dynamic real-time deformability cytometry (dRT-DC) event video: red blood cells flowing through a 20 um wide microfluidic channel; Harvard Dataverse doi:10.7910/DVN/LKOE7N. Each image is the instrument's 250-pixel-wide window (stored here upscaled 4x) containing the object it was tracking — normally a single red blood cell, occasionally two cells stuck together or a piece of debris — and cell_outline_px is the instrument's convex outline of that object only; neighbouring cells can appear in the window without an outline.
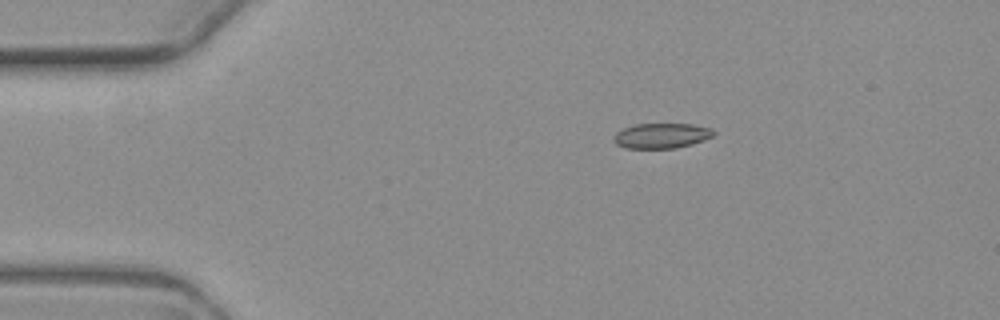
{"species": "common noctule bat (a hibernating species)", "species_latin": "Nyctalus noctula", "temperature_condition": "warm", "stored_images_in_passage": 3, "camera_frame_rate_fps": 3000, "um_per_image_px": 0.085, "animal": {"sex": "female", "body_mass_g": 19.3, "forearm_length_mm": 54.1}, "frame": {"image": 1, "passage_image": 1, "time_ms": 0.0, "image_size_px": [1000, 320], "cell_outline_px": [[716, 132], [712, 136], [704, 140], [692, 144], [676, 148], [624, 148], [616, 144], [612, 140], [612, 136], [616, 132], [624, 128], [636, 124], [692, 124], [712, 128]], "centroid_in_image_um": [56.21, 11.54], "position_along_channel_um": 28.8, "area_um2": 14.74}}
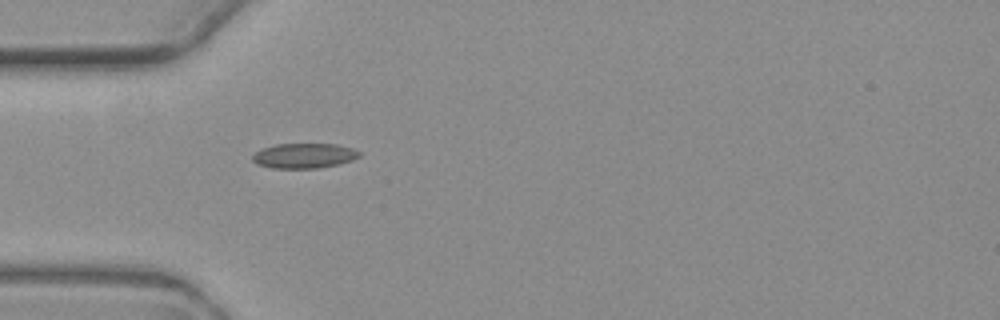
{"frame": {"image": 2, "passage_image": 3, "time_ms": 2.333, "image_size_px": [1000, 320], "cell_outline_px": [[360, 156], [352, 160], [340, 164], [316, 168], [272, 168], [256, 164], [252, 160], [252, 156], [256, 152], [264, 148], [276, 144], [336, 144], [352, 148], [360, 152]], "centroid_in_image_um": [25.85, 13.24], "position_along_channel_um": 59.1, "area_um2": 15.49}}